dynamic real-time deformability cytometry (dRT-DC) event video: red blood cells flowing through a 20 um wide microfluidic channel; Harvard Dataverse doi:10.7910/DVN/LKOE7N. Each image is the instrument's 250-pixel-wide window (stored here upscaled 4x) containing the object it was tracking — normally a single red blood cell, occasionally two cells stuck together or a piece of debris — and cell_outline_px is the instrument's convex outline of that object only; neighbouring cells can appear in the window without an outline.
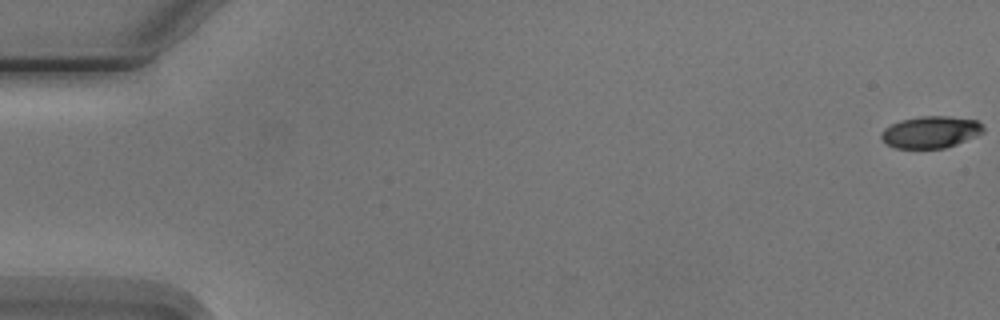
{"species": "Egyptian fruit bat (a non-hibernating species)", "species_latin": "Rousettus aegyptiacus", "temperature_condition": "cold", "stored_images_in_passage": 8, "camera_frame_rate_fps": 3000, "um_per_image_px": 0.085, "animal": {"sex": "male"}, "frame": {"image": 1, "passage_image": 1, "time_ms": 0.0, "image_size_px": [1000, 320], "cell_outline_px": [[984, 128], [980, 132], [956, 144], [944, 148], [896, 148], [888, 144], [880, 136], [884, 128], [900, 120], [920, 116], [948, 116], [976, 120]], "centroid_in_image_um": [79.05, 11.21], "position_along_channel_um": 5.9, "area_um2": 18.5}}
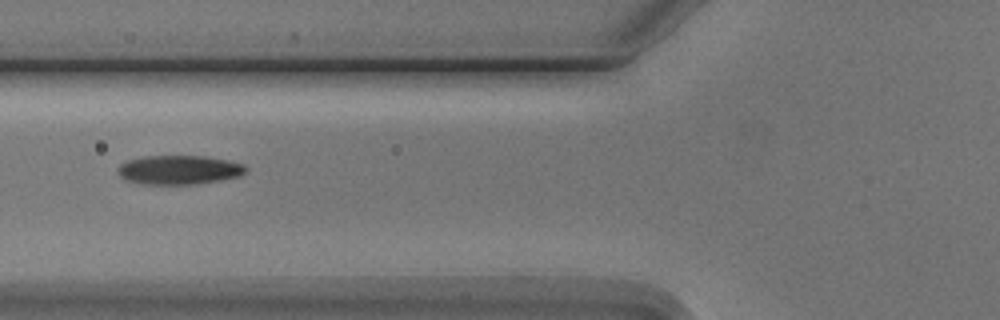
{"frame": {"image": 2, "passage_image": 7, "time_ms": 7.0, "image_size_px": [1000, 320], "cell_outline_px": [[248, 168], [240, 176], [196, 184], [140, 184], [124, 180], [120, 176], [120, 164], [128, 160], [144, 156], [204, 156], [228, 160], [244, 164]], "centroid_in_image_um": [15.23, 14.44], "position_along_channel_um": 110.6, "area_um2": 21.62}}
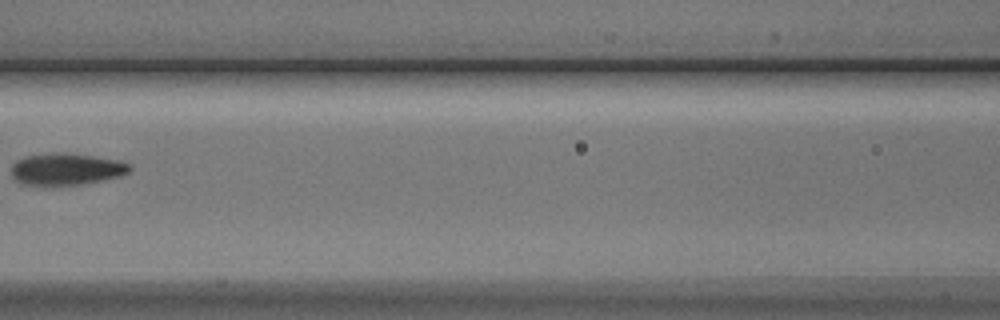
{"frame": {"image": 3, "passage_image": 8, "time_ms": 8.333, "image_size_px": [1000, 320], "cell_outline_px": [[132, 168], [128, 172], [120, 176], [104, 180], [84, 184], [20, 184], [12, 176], [12, 164], [16, 160], [24, 156], [92, 156], [120, 160], [132, 164]], "centroid_in_image_um": [5.7, 14.42], "position_along_channel_um": 160.9, "area_um2": 20.87}}